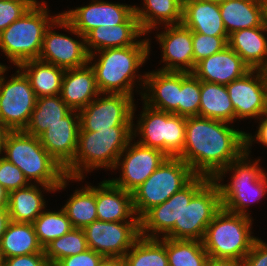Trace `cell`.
<instances>
[{
  "label": "cell",
  "mask_w": 267,
  "mask_h": 266,
  "mask_svg": "<svg viewBox=\"0 0 267 266\" xmlns=\"http://www.w3.org/2000/svg\"><path fill=\"white\" fill-rule=\"evenodd\" d=\"M137 128L133 135L140 134L138 143L161 150L168 157H178L185 144L186 117L153 109L144 104Z\"/></svg>",
  "instance_id": "9"
},
{
  "label": "cell",
  "mask_w": 267,
  "mask_h": 266,
  "mask_svg": "<svg viewBox=\"0 0 267 266\" xmlns=\"http://www.w3.org/2000/svg\"><path fill=\"white\" fill-rule=\"evenodd\" d=\"M211 1H214V2H217V3H221V2H224V1H228V0H211Z\"/></svg>",
  "instance_id": "55"
},
{
  "label": "cell",
  "mask_w": 267,
  "mask_h": 266,
  "mask_svg": "<svg viewBox=\"0 0 267 266\" xmlns=\"http://www.w3.org/2000/svg\"><path fill=\"white\" fill-rule=\"evenodd\" d=\"M204 266H244V264L243 261L237 259H218L208 256Z\"/></svg>",
  "instance_id": "47"
},
{
  "label": "cell",
  "mask_w": 267,
  "mask_h": 266,
  "mask_svg": "<svg viewBox=\"0 0 267 266\" xmlns=\"http://www.w3.org/2000/svg\"><path fill=\"white\" fill-rule=\"evenodd\" d=\"M99 266H126L124 257H105Z\"/></svg>",
  "instance_id": "49"
},
{
  "label": "cell",
  "mask_w": 267,
  "mask_h": 266,
  "mask_svg": "<svg viewBox=\"0 0 267 266\" xmlns=\"http://www.w3.org/2000/svg\"><path fill=\"white\" fill-rule=\"evenodd\" d=\"M88 248L83 229L73 228L65 235L54 239L44 248L50 266H55L61 259L77 255Z\"/></svg>",
  "instance_id": "38"
},
{
  "label": "cell",
  "mask_w": 267,
  "mask_h": 266,
  "mask_svg": "<svg viewBox=\"0 0 267 266\" xmlns=\"http://www.w3.org/2000/svg\"><path fill=\"white\" fill-rule=\"evenodd\" d=\"M32 224L43 249L54 239L65 235L73 229L62 208L58 212L43 211Z\"/></svg>",
  "instance_id": "39"
},
{
  "label": "cell",
  "mask_w": 267,
  "mask_h": 266,
  "mask_svg": "<svg viewBox=\"0 0 267 266\" xmlns=\"http://www.w3.org/2000/svg\"><path fill=\"white\" fill-rule=\"evenodd\" d=\"M100 94L91 66L65 70L60 96L71 110H81Z\"/></svg>",
  "instance_id": "25"
},
{
  "label": "cell",
  "mask_w": 267,
  "mask_h": 266,
  "mask_svg": "<svg viewBox=\"0 0 267 266\" xmlns=\"http://www.w3.org/2000/svg\"><path fill=\"white\" fill-rule=\"evenodd\" d=\"M139 78L137 77L143 81L142 87L148 89L142 94L144 104L156 110L178 115L181 72L157 70L145 73L143 78L140 75Z\"/></svg>",
  "instance_id": "21"
},
{
  "label": "cell",
  "mask_w": 267,
  "mask_h": 266,
  "mask_svg": "<svg viewBox=\"0 0 267 266\" xmlns=\"http://www.w3.org/2000/svg\"><path fill=\"white\" fill-rule=\"evenodd\" d=\"M182 24L192 32L229 36L222 21L219 3L211 0L183 1Z\"/></svg>",
  "instance_id": "26"
},
{
  "label": "cell",
  "mask_w": 267,
  "mask_h": 266,
  "mask_svg": "<svg viewBox=\"0 0 267 266\" xmlns=\"http://www.w3.org/2000/svg\"><path fill=\"white\" fill-rule=\"evenodd\" d=\"M166 31L157 34L162 46V60L166 62L161 71L188 72L194 71L192 31L182 23L165 25Z\"/></svg>",
  "instance_id": "20"
},
{
  "label": "cell",
  "mask_w": 267,
  "mask_h": 266,
  "mask_svg": "<svg viewBox=\"0 0 267 266\" xmlns=\"http://www.w3.org/2000/svg\"><path fill=\"white\" fill-rule=\"evenodd\" d=\"M79 129V111L71 110L59 122L49 125L39 136L40 143L44 149L63 168L74 159L78 146Z\"/></svg>",
  "instance_id": "19"
},
{
  "label": "cell",
  "mask_w": 267,
  "mask_h": 266,
  "mask_svg": "<svg viewBox=\"0 0 267 266\" xmlns=\"http://www.w3.org/2000/svg\"><path fill=\"white\" fill-rule=\"evenodd\" d=\"M253 137L246 133V152L213 178L220 190L222 207L237 214L249 215L246 207L251 205V202H258L267 193V175L259 167L260 159L253 164L247 160L250 153L249 147L254 141ZM230 170L234 171L232 181L229 184H220L222 176Z\"/></svg>",
  "instance_id": "5"
},
{
  "label": "cell",
  "mask_w": 267,
  "mask_h": 266,
  "mask_svg": "<svg viewBox=\"0 0 267 266\" xmlns=\"http://www.w3.org/2000/svg\"><path fill=\"white\" fill-rule=\"evenodd\" d=\"M71 109L61 99L60 94L36 99L29 123L24 132L39 137L49 125L59 122Z\"/></svg>",
  "instance_id": "34"
},
{
  "label": "cell",
  "mask_w": 267,
  "mask_h": 266,
  "mask_svg": "<svg viewBox=\"0 0 267 266\" xmlns=\"http://www.w3.org/2000/svg\"><path fill=\"white\" fill-rule=\"evenodd\" d=\"M54 26L67 29L76 36L78 35L77 37H80L82 41H77L72 37L53 31L51 28ZM38 59L64 70L85 66L89 64V53L86 48L85 37L60 14L44 33Z\"/></svg>",
  "instance_id": "12"
},
{
  "label": "cell",
  "mask_w": 267,
  "mask_h": 266,
  "mask_svg": "<svg viewBox=\"0 0 267 266\" xmlns=\"http://www.w3.org/2000/svg\"><path fill=\"white\" fill-rule=\"evenodd\" d=\"M3 266H50V264L45 253H32L5 258Z\"/></svg>",
  "instance_id": "46"
},
{
  "label": "cell",
  "mask_w": 267,
  "mask_h": 266,
  "mask_svg": "<svg viewBox=\"0 0 267 266\" xmlns=\"http://www.w3.org/2000/svg\"><path fill=\"white\" fill-rule=\"evenodd\" d=\"M9 192L0 184V209H8Z\"/></svg>",
  "instance_id": "51"
},
{
  "label": "cell",
  "mask_w": 267,
  "mask_h": 266,
  "mask_svg": "<svg viewBox=\"0 0 267 266\" xmlns=\"http://www.w3.org/2000/svg\"><path fill=\"white\" fill-rule=\"evenodd\" d=\"M262 3H263L264 24L267 26V0H262Z\"/></svg>",
  "instance_id": "53"
},
{
  "label": "cell",
  "mask_w": 267,
  "mask_h": 266,
  "mask_svg": "<svg viewBox=\"0 0 267 266\" xmlns=\"http://www.w3.org/2000/svg\"><path fill=\"white\" fill-rule=\"evenodd\" d=\"M201 80L193 73L181 72L178 115L194 117L199 115Z\"/></svg>",
  "instance_id": "40"
},
{
  "label": "cell",
  "mask_w": 267,
  "mask_h": 266,
  "mask_svg": "<svg viewBox=\"0 0 267 266\" xmlns=\"http://www.w3.org/2000/svg\"><path fill=\"white\" fill-rule=\"evenodd\" d=\"M210 179L196 175L167 201L148 210L140 218V235L146 238H159V234L164 233L163 238L181 239L182 208L190 203L192 197Z\"/></svg>",
  "instance_id": "10"
},
{
  "label": "cell",
  "mask_w": 267,
  "mask_h": 266,
  "mask_svg": "<svg viewBox=\"0 0 267 266\" xmlns=\"http://www.w3.org/2000/svg\"><path fill=\"white\" fill-rule=\"evenodd\" d=\"M10 131L4 126V124L0 121V155L3 154L2 151H4V143L7 134Z\"/></svg>",
  "instance_id": "52"
},
{
  "label": "cell",
  "mask_w": 267,
  "mask_h": 266,
  "mask_svg": "<svg viewBox=\"0 0 267 266\" xmlns=\"http://www.w3.org/2000/svg\"><path fill=\"white\" fill-rule=\"evenodd\" d=\"M0 249L3 259L32 253H44L32 223L12 222L7 225Z\"/></svg>",
  "instance_id": "31"
},
{
  "label": "cell",
  "mask_w": 267,
  "mask_h": 266,
  "mask_svg": "<svg viewBox=\"0 0 267 266\" xmlns=\"http://www.w3.org/2000/svg\"><path fill=\"white\" fill-rule=\"evenodd\" d=\"M10 222L8 209H0V241Z\"/></svg>",
  "instance_id": "50"
},
{
  "label": "cell",
  "mask_w": 267,
  "mask_h": 266,
  "mask_svg": "<svg viewBox=\"0 0 267 266\" xmlns=\"http://www.w3.org/2000/svg\"><path fill=\"white\" fill-rule=\"evenodd\" d=\"M101 93L86 107L79 110V131H98L113 126H134L133 96ZM108 95V96H107Z\"/></svg>",
  "instance_id": "13"
},
{
  "label": "cell",
  "mask_w": 267,
  "mask_h": 266,
  "mask_svg": "<svg viewBox=\"0 0 267 266\" xmlns=\"http://www.w3.org/2000/svg\"><path fill=\"white\" fill-rule=\"evenodd\" d=\"M196 174L179 157H167L162 164L132 192L135 215L140 219L152 207L167 201L184 188Z\"/></svg>",
  "instance_id": "8"
},
{
  "label": "cell",
  "mask_w": 267,
  "mask_h": 266,
  "mask_svg": "<svg viewBox=\"0 0 267 266\" xmlns=\"http://www.w3.org/2000/svg\"><path fill=\"white\" fill-rule=\"evenodd\" d=\"M141 9L134 6V13L139 21L142 31L147 34L156 25H177L182 23V0H144Z\"/></svg>",
  "instance_id": "29"
},
{
  "label": "cell",
  "mask_w": 267,
  "mask_h": 266,
  "mask_svg": "<svg viewBox=\"0 0 267 266\" xmlns=\"http://www.w3.org/2000/svg\"><path fill=\"white\" fill-rule=\"evenodd\" d=\"M88 248L104 257H124L140 235V222L95 220L84 229Z\"/></svg>",
  "instance_id": "14"
},
{
  "label": "cell",
  "mask_w": 267,
  "mask_h": 266,
  "mask_svg": "<svg viewBox=\"0 0 267 266\" xmlns=\"http://www.w3.org/2000/svg\"><path fill=\"white\" fill-rule=\"evenodd\" d=\"M4 155L16 165L30 182L35 180L46 191L64 189L67 180L65 169L42 146L39 137L24 131H10L4 143Z\"/></svg>",
  "instance_id": "2"
},
{
  "label": "cell",
  "mask_w": 267,
  "mask_h": 266,
  "mask_svg": "<svg viewBox=\"0 0 267 266\" xmlns=\"http://www.w3.org/2000/svg\"><path fill=\"white\" fill-rule=\"evenodd\" d=\"M23 172L3 156L0 157V184L10 193L11 191L29 186Z\"/></svg>",
  "instance_id": "43"
},
{
  "label": "cell",
  "mask_w": 267,
  "mask_h": 266,
  "mask_svg": "<svg viewBox=\"0 0 267 266\" xmlns=\"http://www.w3.org/2000/svg\"><path fill=\"white\" fill-rule=\"evenodd\" d=\"M42 191L32 183L9 193L8 212L10 221L33 223L43 212L46 201Z\"/></svg>",
  "instance_id": "33"
},
{
  "label": "cell",
  "mask_w": 267,
  "mask_h": 266,
  "mask_svg": "<svg viewBox=\"0 0 267 266\" xmlns=\"http://www.w3.org/2000/svg\"><path fill=\"white\" fill-rule=\"evenodd\" d=\"M242 261L244 266H267V243L255 238L249 253Z\"/></svg>",
  "instance_id": "45"
},
{
  "label": "cell",
  "mask_w": 267,
  "mask_h": 266,
  "mask_svg": "<svg viewBox=\"0 0 267 266\" xmlns=\"http://www.w3.org/2000/svg\"><path fill=\"white\" fill-rule=\"evenodd\" d=\"M123 48H107L98 51L99 59L91 63L96 84L101 94L133 96L136 71L145 63L150 53L149 39Z\"/></svg>",
  "instance_id": "4"
},
{
  "label": "cell",
  "mask_w": 267,
  "mask_h": 266,
  "mask_svg": "<svg viewBox=\"0 0 267 266\" xmlns=\"http://www.w3.org/2000/svg\"><path fill=\"white\" fill-rule=\"evenodd\" d=\"M229 36H210L192 32L194 69L196 64L228 46Z\"/></svg>",
  "instance_id": "41"
},
{
  "label": "cell",
  "mask_w": 267,
  "mask_h": 266,
  "mask_svg": "<svg viewBox=\"0 0 267 266\" xmlns=\"http://www.w3.org/2000/svg\"><path fill=\"white\" fill-rule=\"evenodd\" d=\"M126 266H169L166 253V237L140 236L124 255Z\"/></svg>",
  "instance_id": "35"
},
{
  "label": "cell",
  "mask_w": 267,
  "mask_h": 266,
  "mask_svg": "<svg viewBox=\"0 0 267 266\" xmlns=\"http://www.w3.org/2000/svg\"><path fill=\"white\" fill-rule=\"evenodd\" d=\"M3 261H4V259H3L1 249H0V265H3Z\"/></svg>",
  "instance_id": "54"
},
{
  "label": "cell",
  "mask_w": 267,
  "mask_h": 266,
  "mask_svg": "<svg viewBox=\"0 0 267 266\" xmlns=\"http://www.w3.org/2000/svg\"><path fill=\"white\" fill-rule=\"evenodd\" d=\"M223 207L207 226L202 243L209 257L242 261L256 237L251 235L252 218Z\"/></svg>",
  "instance_id": "7"
},
{
  "label": "cell",
  "mask_w": 267,
  "mask_h": 266,
  "mask_svg": "<svg viewBox=\"0 0 267 266\" xmlns=\"http://www.w3.org/2000/svg\"><path fill=\"white\" fill-rule=\"evenodd\" d=\"M264 32H267V26L263 23L260 27L233 32L228 37V46L250 69L267 70V38Z\"/></svg>",
  "instance_id": "27"
},
{
  "label": "cell",
  "mask_w": 267,
  "mask_h": 266,
  "mask_svg": "<svg viewBox=\"0 0 267 266\" xmlns=\"http://www.w3.org/2000/svg\"><path fill=\"white\" fill-rule=\"evenodd\" d=\"M199 117L232 123L235 109L225 85L201 81Z\"/></svg>",
  "instance_id": "32"
},
{
  "label": "cell",
  "mask_w": 267,
  "mask_h": 266,
  "mask_svg": "<svg viewBox=\"0 0 267 266\" xmlns=\"http://www.w3.org/2000/svg\"><path fill=\"white\" fill-rule=\"evenodd\" d=\"M262 116L263 118L264 116L266 118H262L260 120L258 131L255 135V141H259V143H262L263 145L267 146V112L264 113Z\"/></svg>",
  "instance_id": "48"
},
{
  "label": "cell",
  "mask_w": 267,
  "mask_h": 266,
  "mask_svg": "<svg viewBox=\"0 0 267 266\" xmlns=\"http://www.w3.org/2000/svg\"><path fill=\"white\" fill-rule=\"evenodd\" d=\"M226 88L235 109V119L254 117L260 120V116L262 117L267 112V73L265 70L250 69L242 77L226 85Z\"/></svg>",
  "instance_id": "17"
},
{
  "label": "cell",
  "mask_w": 267,
  "mask_h": 266,
  "mask_svg": "<svg viewBox=\"0 0 267 266\" xmlns=\"http://www.w3.org/2000/svg\"><path fill=\"white\" fill-rule=\"evenodd\" d=\"M221 208L219 187L210 179L182 208L181 239L202 241L207 226Z\"/></svg>",
  "instance_id": "16"
},
{
  "label": "cell",
  "mask_w": 267,
  "mask_h": 266,
  "mask_svg": "<svg viewBox=\"0 0 267 266\" xmlns=\"http://www.w3.org/2000/svg\"><path fill=\"white\" fill-rule=\"evenodd\" d=\"M7 67L1 65L0 121L9 131H24L36 105L34 90L28 77L19 68L6 82L3 77Z\"/></svg>",
  "instance_id": "11"
},
{
  "label": "cell",
  "mask_w": 267,
  "mask_h": 266,
  "mask_svg": "<svg viewBox=\"0 0 267 266\" xmlns=\"http://www.w3.org/2000/svg\"><path fill=\"white\" fill-rule=\"evenodd\" d=\"M228 124L199 116L186 117L185 144L178 157L196 175L213 179L246 152V132Z\"/></svg>",
  "instance_id": "1"
},
{
  "label": "cell",
  "mask_w": 267,
  "mask_h": 266,
  "mask_svg": "<svg viewBox=\"0 0 267 266\" xmlns=\"http://www.w3.org/2000/svg\"><path fill=\"white\" fill-rule=\"evenodd\" d=\"M132 140L133 138L120 154L114 166L115 170L121 166L122 177L109 180L113 185L131 193L143 184L168 157L161 150L144 146L138 142L133 145ZM123 156L125 157L122 158Z\"/></svg>",
  "instance_id": "15"
},
{
  "label": "cell",
  "mask_w": 267,
  "mask_h": 266,
  "mask_svg": "<svg viewBox=\"0 0 267 266\" xmlns=\"http://www.w3.org/2000/svg\"><path fill=\"white\" fill-rule=\"evenodd\" d=\"M36 0H0V33L22 17Z\"/></svg>",
  "instance_id": "42"
},
{
  "label": "cell",
  "mask_w": 267,
  "mask_h": 266,
  "mask_svg": "<svg viewBox=\"0 0 267 266\" xmlns=\"http://www.w3.org/2000/svg\"><path fill=\"white\" fill-rule=\"evenodd\" d=\"M73 228L84 229L97 220L95 186L75 190L62 208Z\"/></svg>",
  "instance_id": "36"
},
{
  "label": "cell",
  "mask_w": 267,
  "mask_h": 266,
  "mask_svg": "<svg viewBox=\"0 0 267 266\" xmlns=\"http://www.w3.org/2000/svg\"><path fill=\"white\" fill-rule=\"evenodd\" d=\"M44 3H35L0 33V49L17 67L25 61L39 58L44 33L60 15L52 18Z\"/></svg>",
  "instance_id": "6"
},
{
  "label": "cell",
  "mask_w": 267,
  "mask_h": 266,
  "mask_svg": "<svg viewBox=\"0 0 267 266\" xmlns=\"http://www.w3.org/2000/svg\"><path fill=\"white\" fill-rule=\"evenodd\" d=\"M219 7L228 35L241 29L260 27L264 23L262 0H228L219 3Z\"/></svg>",
  "instance_id": "28"
},
{
  "label": "cell",
  "mask_w": 267,
  "mask_h": 266,
  "mask_svg": "<svg viewBox=\"0 0 267 266\" xmlns=\"http://www.w3.org/2000/svg\"><path fill=\"white\" fill-rule=\"evenodd\" d=\"M133 126H113L98 131H79L74 159L64 168L66 176L83 180V171L114 166L133 137ZM91 169V170H90Z\"/></svg>",
  "instance_id": "3"
},
{
  "label": "cell",
  "mask_w": 267,
  "mask_h": 266,
  "mask_svg": "<svg viewBox=\"0 0 267 266\" xmlns=\"http://www.w3.org/2000/svg\"><path fill=\"white\" fill-rule=\"evenodd\" d=\"M144 34L135 13L123 24L108 27L100 26L91 30L85 36L86 48L89 53V65L94 61V56L97 54L95 51L133 46L139 42L137 38Z\"/></svg>",
  "instance_id": "23"
},
{
  "label": "cell",
  "mask_w": 267,
  "mask_h": 266,
  "mask_svg": "<svg viewBox=\"0 0 267 266\" xmlns=\"http://www.w3.org/2000/svg\"><path fill=\"white\" fill-rule=\"evenodd\" d=\"M169 266H204L208 253L200 240L166 238Z\"/></svg>",
  "instance_id": "37"
},
{
  "label": "cell",
  "mask_w": 267,
  "mask_h": 266,
  "mask_svg": "<svg viewBox=\"0 0 267 266\" xmlns=\"http://www.w3.org/2000/svg\"><path fill=\"white\" fill-rule=\"evenodd\" d=\"M95 200L97 220L140 222L134 212L132 193L113 185L109 180H104L95 187Z\"/></svg>",
  "instance_id": "24"
},
{
  "label": "cell",
  "mask_w": 267,
  "mask_h": 266,
  "mask_svg": "<svg viewBox=\"0 0 267 266\" xmlns=\"http://www.w3.org/2000/svg\"><path fill=\"white\" fill-rule=\"evenodd\" d=\"M18 68L28 77L37 98L60 94L65 73L63 68L39 59L25 61Z\"/></svg>",
  "instance_id": "30"
},
{
  "label": "cell",
  "mask_w": 267,
  "mask_h": 266,
  "mask_svg": "<svg viewBox=\"0 0 267 266\" xmlns=\"http://www.w3.org/2000/svg\"><path fill=\"white\" fill-rule=\"evenodd\" d=\"M249 70L242 58L227 46L222 51L199 61L192 73L201 81L226 86Z\"/></svg>",
  "instance_id": "22"
},
{
  "label": "cell",
  "mask_w": 267,
  "mask_h": 266,
  "mask_svg": "<svg viewBox=\"0 0 267 266\" xmlns=\"http://www.w3.org/2000/svg\"><path fill=\"white\" fill-rule=\"evenodd\" d=\"M134 13V6L92 0L89 5L77 7L61 15L84 37L100 26L123 24Z\"/></svg>",
  "instance_id": "18"
},
{
  "label": "cell",
  "mask_w": 267,
  "mask_h": 266,
  "mask_svg": "<svg viewBox=\"0 0 267 266\" xmlns=\"http://www.w3.org/2000/svg\"><path fill=\"white\" fill-rule=\"evenodd\" d=\"M105 257L92 249L61 259L55 266H99Z\"/></svg>",
  "instance_id": "44"
}]
</instances>
